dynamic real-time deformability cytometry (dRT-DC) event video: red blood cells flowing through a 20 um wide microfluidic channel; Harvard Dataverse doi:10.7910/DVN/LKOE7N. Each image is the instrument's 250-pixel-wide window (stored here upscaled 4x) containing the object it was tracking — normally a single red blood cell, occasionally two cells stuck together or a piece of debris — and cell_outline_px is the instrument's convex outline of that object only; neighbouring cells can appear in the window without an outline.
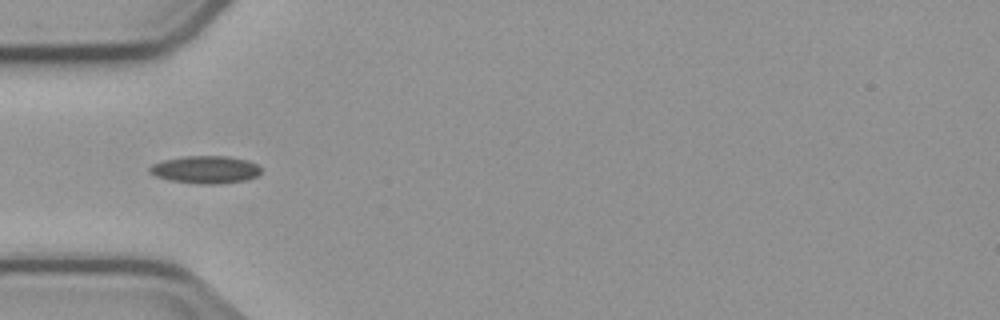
{"species": "common noctule bat (a hibernating species)", "species_latin": "Nyctalus noctula", "temperature_condition": "cold", "stored_images_in_passage": 6, "camera_frame_rate_fps": 3000, "um_per_image_px": 0.085, "animal": {"sex": "male", "body_mass_g": 23.1, "forearm_length_mm": 52.7}, "frame": {"image": 1, "passage_image": 5, "time_ms": 5.0, "image_size_px": [1000, 320], "cell_outline_px": [[260, 172], [256, 176], [244, 180], [220, 184], [200, 184], [172, 180], [156, 176], [148, 172], [148, 168], [152, 164], [164, 160], [184, 156], [228, 156], [248, 160], [256, 164], [260, 168]], "centroid_in_image_um": [17.45, 14.41], "position_along_channel_um": 67.5, "area_um2": 17.8}}
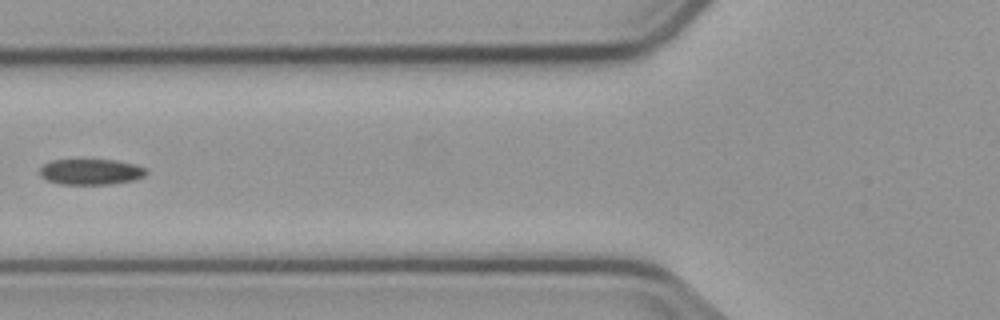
{"frame": {"image": 2, "passage_image": 6, "time_ms": 6.333, "image_size_px": [1000, 320], "cell_outline_px": [[148, 172], [144, 176], [136, 180], [112, 184], [60, 184], [48, 180], [40, 176], [40, 168], [44, 164], [52, 160], [116, 160], [136, 164], [148, 168]], "centroid_in_image_um": [7.78, 14.6], "position_along_channel_um": 118.0, "area_um2": 16.13}}